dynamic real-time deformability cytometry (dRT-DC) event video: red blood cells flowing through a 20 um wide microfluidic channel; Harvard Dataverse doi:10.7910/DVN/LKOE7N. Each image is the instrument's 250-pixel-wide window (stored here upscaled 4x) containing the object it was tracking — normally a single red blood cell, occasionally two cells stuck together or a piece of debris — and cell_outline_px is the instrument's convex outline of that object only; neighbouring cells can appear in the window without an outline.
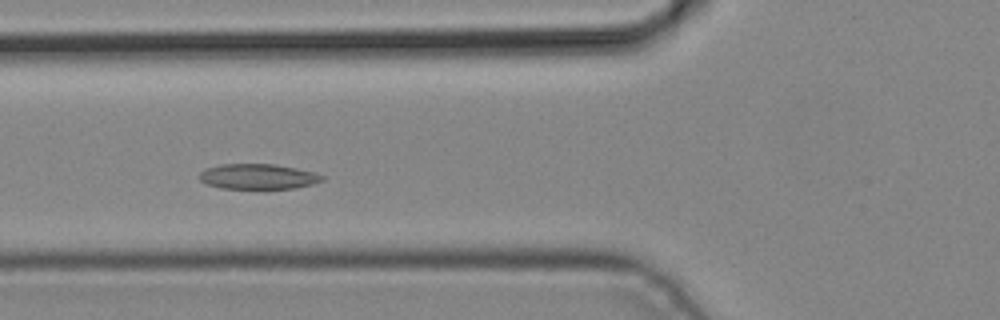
{"species": "common noctule bat (a hibernating species)", "species_latin": "Nyctalus noctula", "temperature_condition": "cold", "stored_images_in_passage": 4, "camera_frame_rate_fps": 3000, "um_per_image_px": 0.085, "animal": {"sex": "male", "body_mass_g": 19.2, "forearm_length_mm": 51.8}, "frame": {"image": 1, "passage_image": 4, "time_ms": 1.0, "image_size_px": [1000, 320], "cell_outline_px": [[324, 180], [312, 184], [296, 188], [220, 188], [208, 184], [200, 180], [196, 176], [204, 168], [220, 164], [276, 164], [316, 172], [324, 176]], "centroid_in_image_um": [21.91, 14.99], "position_along_channel_um": 103.9, "area_um2": 18.21}}